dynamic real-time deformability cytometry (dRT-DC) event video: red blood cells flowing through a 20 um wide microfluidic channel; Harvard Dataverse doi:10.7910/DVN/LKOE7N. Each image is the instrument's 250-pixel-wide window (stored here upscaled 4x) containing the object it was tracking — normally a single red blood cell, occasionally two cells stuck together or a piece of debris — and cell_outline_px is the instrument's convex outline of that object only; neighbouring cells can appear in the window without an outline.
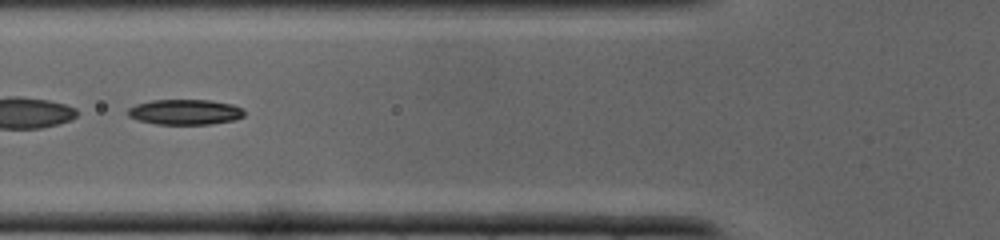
{"species": "common noctule bat (a hibernating species)", "species_latin": "Nyctalus noctula", "temperature_condition": "cold", "stored_images_in_passage": 28, "camera_frame_rate_fps": 3000, "um_per_image_px": 0.085, "animal": {"sex": "male", "body_mass_g": 19.0, "forearm_length_mm": 50.8}, "frame": {"image": 1, "passage_image": 5, "time_ms": 1.333, "image_size_px": [1000, 240], "cell_outline_px": [[244, 116], [236, 120], [212, 124], [156, 124], [140, 120], [128, 116], [128, 108], [136, 104], [152, 100], [208, 100], [232, 104], [240, 108], [244, 112]], "centroid_in_image_um": [15.74, 9.52], "position_along_channel_um": 110.1, "area_um2": 17.11}}